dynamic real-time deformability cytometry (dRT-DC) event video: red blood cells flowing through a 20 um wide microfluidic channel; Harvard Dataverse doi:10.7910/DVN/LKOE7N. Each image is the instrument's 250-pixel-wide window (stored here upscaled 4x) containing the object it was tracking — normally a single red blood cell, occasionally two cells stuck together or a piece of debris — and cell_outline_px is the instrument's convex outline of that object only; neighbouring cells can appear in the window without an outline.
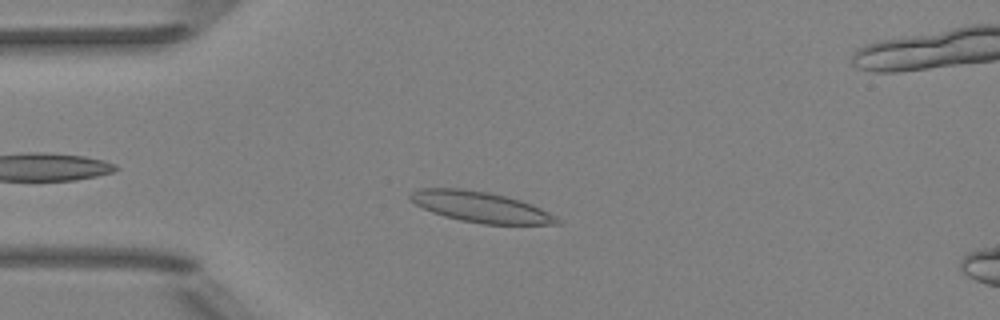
{"species": "Egyptian fruit bat (a non-hibernating species)", "species_latin": "Rousettus aegyptiacus", "temperature_condition": "room temperature", "stored_images_in_passage": 47, "camera_frame_rate_fps": 3000, "um_per_image_px": 0.085, "animal": {"sex": "female"}, "frame": {"image": 1, "passage_image": 7, "time_ms": 2.0, "image_size_px": [1000, 320], "cell_outline_px": [[560, 224], [484, 224], [460, 220], [444, 216], [432, 212], [416, 204], [408, 196], [416, 188], [460, 188], [488, 192], [520, 200], [532, 204], [556, 216], [560, 220]], "centroid_in_image_um": [40.84, 17.59], "position_along_channel_um": 44.2, "area_um2": 26.01}}
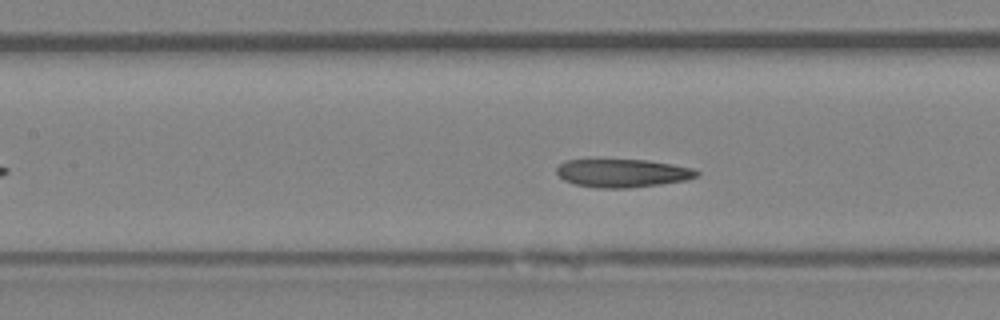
{"frame": {"image": 2, "passage_image": 17, "time_ms": 5.333, "image_size_px": [1000, 320], "cell_outline_px": [[700, 172], [696, 176], [684, 180], [660, 184], [628, 188], [596, 188], [576, 184], [564, 180], [556, 172], [556, 168], [564, 160], [648, 160], [672, 164], [692, 168]], "centroid_in_image_um": [52.89, 14.71], "position_along_channel_um": 154.5, "area_um2": 22.83}}
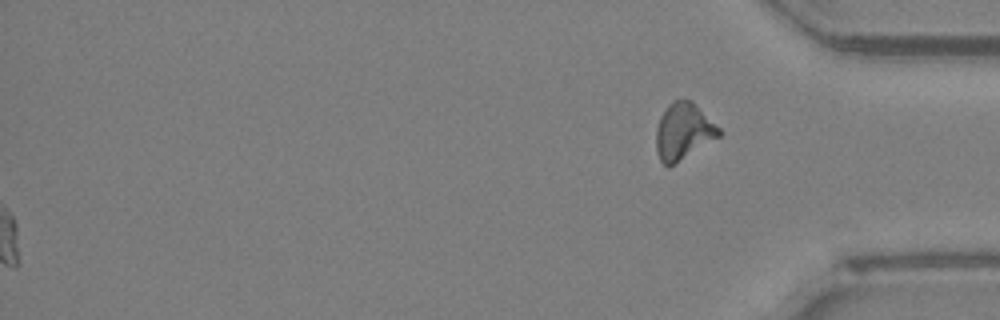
{"frame": {"image": 3, "passage_image": 47, "time_ms": 15.333, "image_size_px": [1000, 320], "cell_outline_px": [[724, 132], [720, 136], [672, 164], [664, 164], [660, 160], [656, 152], [656, 128], [660, 116], [668, 104], [672, 100], [692, 100]], "centroid_in_image_um": [58.09, 11.12], "position_along_channel_um": 377.1, "area_um2": 20.46}, "authors_computed_cell_mechanics": {"area_um2": 23.698, "velocity_mm_per_s": 3.9337, "shape_relaxation_time_tau1_ms": 6.6789, "shape_relaxation_time_tau2_ms": 2.0299, "deformation_change_tau1": 0.1493, "deformation_change_tau2": 0.0872}}